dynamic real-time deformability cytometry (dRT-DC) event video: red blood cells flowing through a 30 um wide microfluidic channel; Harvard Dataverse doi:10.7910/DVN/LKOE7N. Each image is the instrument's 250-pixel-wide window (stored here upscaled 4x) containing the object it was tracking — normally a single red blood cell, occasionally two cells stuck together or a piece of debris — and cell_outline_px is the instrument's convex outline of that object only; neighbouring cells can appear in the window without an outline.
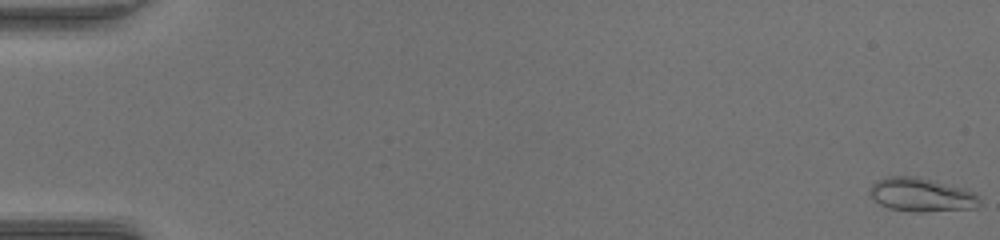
{"species": "common noctule bat (a hibernating species)", "species_latin": "Nyctalus noctula", "temperature_condition": "warm", "stored_images_in_passage": 53, "camera_frame_rate_fps": 3000, "um_per_image_px": 0.085, "animal": {"sex": "female", "body_mass_g": 17.0, "forearm_length_mm": 48.0}, "frame": {"image": 1, "passage_image": 1, "time_ms": 0.0, "image_size_px": [1000, 240], "cell_outline_px": [[980, 204], [976, 208], [924, 212], [916, 212], [888, 208], [880, 204], [868, 192], [872, 184], [876, 180], [888, 176], [920, 176], [936, 180], [964, 188], [976, 192], [980, 200]], "centroid_in_image_um": [78.35, 16.54], "position_along_channel_um": 6.6, "area_um2": 21.91}}
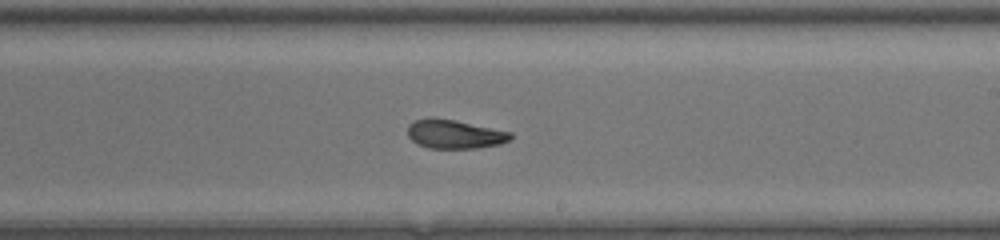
{"frame": {"image": 2, "passage_image": 33, "time_ms": 10.667, "image_size_px": [1000, 240], "cell_outline_px": [[512, 136], [508, 140], [500, 144], [476, 148], [428, 148], [416, 144], [408, 136], [408, 124], [416, 120], [428, 116], [432, 116], [456, 120], [512, 132]], "centroid_in_image_um": [38.6, 11.38], "position_along_channel_um": 250.4, "area_um2": 17.51}}
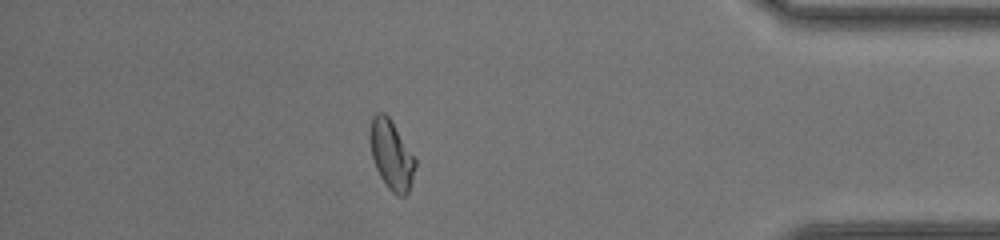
{"frame": {"image": 3, "passage_image": 47, "time_ms": 15.333, "image_size_px": [1000, 240], "cell_outline_px": [[416, 164], [408, 192], [404, 196], [396, 196], [388, 188], [380, 176], [376, 168], [372, 156], [368, 136], [368, 132], [372, 116], [376, 112], [384, 112], [388, 116], [416, 160]], "centroid_in_image_um": [33.23, 13.15], "position_along_channel_um": 402.0, "area_um2": 18.15}, "authors_computed_cell_mechanics": {"area_um2": 18.4382, "velocity_mm_per_s": 4.0186, "shape_relaxation_time_tau1_ms": 10.2119, "shape_relaxation_time_tau2_ms": 1.6557, "deformation_change_tau1": 0.22, "deformation_change_tau2": 0.0793}}